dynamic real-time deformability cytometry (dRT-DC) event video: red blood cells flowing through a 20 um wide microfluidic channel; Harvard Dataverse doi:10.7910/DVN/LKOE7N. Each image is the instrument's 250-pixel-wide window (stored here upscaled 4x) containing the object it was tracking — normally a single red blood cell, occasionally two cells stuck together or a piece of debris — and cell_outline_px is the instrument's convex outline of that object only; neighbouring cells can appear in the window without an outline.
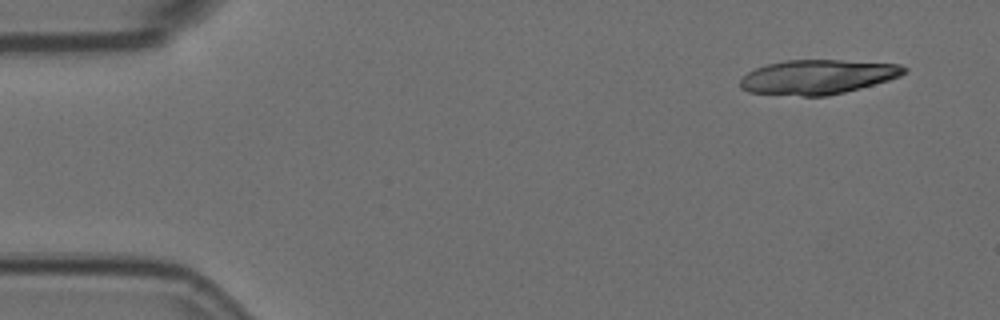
{"species": "Egyptian fruit bat (a non-hibernating species)", "species_latin": "Rousettus aegyptiacus", "temperature_condition": "room temperature", "stored_images_in_passage": 4, "camera_frame_rate_fps": 3000, "um_per_image_px": 0.085, "animal": {"sex": "female"}, "frame": {"image": 1, "passage_image": 1, "time_ms": 0.0, "image_size_px": [1000, 320], "cell_outline_px": [[908, 72], [900, 76], [888, 80], [860, 88], [828, 96], [800, 96], [748, 92], [740, 88], [740, 80], [748, 72], [756, 68], [768, 64], [784, 60], [840, 60], [900, 64], [908, 68]], "centroid_in_image_um": [69.51, 6.54], "position_along_channel_um": 15.5, "area_um2": 32.95}}